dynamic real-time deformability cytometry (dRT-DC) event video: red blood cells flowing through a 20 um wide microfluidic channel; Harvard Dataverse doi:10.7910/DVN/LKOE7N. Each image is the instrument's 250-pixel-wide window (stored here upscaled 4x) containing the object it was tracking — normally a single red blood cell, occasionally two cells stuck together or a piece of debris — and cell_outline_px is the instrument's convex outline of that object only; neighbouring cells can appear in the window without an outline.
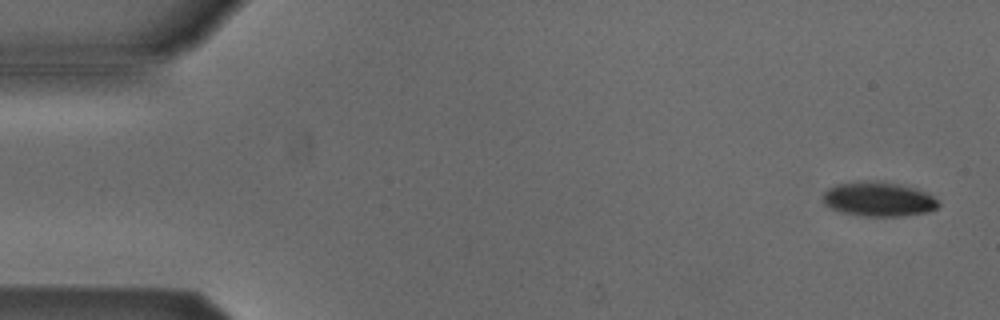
{"species": "Egyptian fruit bat (a non-hibernating species)", "species_latin": "Rousettus aegyptiacus", "temperature_condition": "cold", "stored_images_in_passage": 6, "camera_frame_rate_fps": 3000, "um_per_image_px": 0.085, "animal": {"sex": "male"}, "frame": {"image": 1, "passage_image": 1, "time_ms": 0.0, "image_size_px": [1000, 320], "cell_outline_px": [[940, 204], [936, 208], [928, 212], [904, 216], [864, 216], [840, 212], [824, 204], [824, 192], [828, 188], [836, 184], [856, 180], [884, 180], [916, 188], [928, 192]], "centroid_in_image_um": [74.68, 16.9], "position_along_channel_um": 10.3, "area_um2": 23.64}}
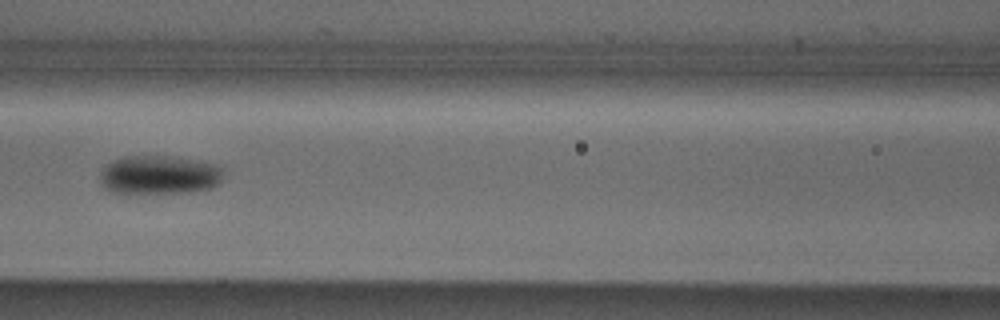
{"frame": {"image": 2, "passage_image": 6, "time_ms": 7.0, "image_size_px": [1000, 320], "cell_outline_px": [[220, 180], [212, 188], [184, 192], [112, 192], [104, 188], [100, 184], [100, 172], [112, 160], [120, 156], [168, 156], [196, 160], [216, 164], [220, 168]], "centroid_in_image_um": [13.47, 14.85], "position_along_channel_um": 153.1, "area_um2": 27.51}}